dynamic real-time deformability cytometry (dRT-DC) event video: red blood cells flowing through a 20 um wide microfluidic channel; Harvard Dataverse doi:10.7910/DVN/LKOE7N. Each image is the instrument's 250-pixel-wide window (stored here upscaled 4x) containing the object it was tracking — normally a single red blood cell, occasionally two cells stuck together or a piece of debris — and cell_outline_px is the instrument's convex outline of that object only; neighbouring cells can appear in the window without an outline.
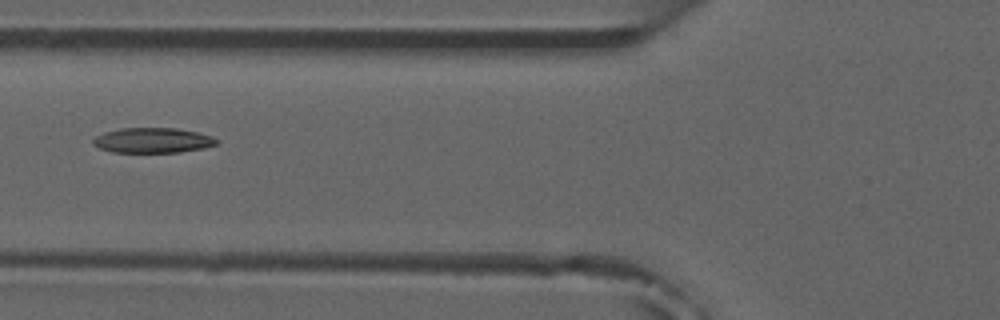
{"species": "common noctule bat (a hibernating species)", "species_latin": "Nyctalus noctula", "temperature_condition": "room temperature", "stored_images_in_passage": 6, "camera_frame_rate_fps": 3000, "um_per_image_px": 0.085, "animal": {"sex": "male", "forearm_length_mm": 52.5}, "frame": {"image": 1, "passage_image": 6, "time_ms": 5.667, "image_size_px": [1000, 320], "cell_outline_px": [[220, 140], [216, 144], [204, 148], [180, 152], [112, 152], [100, 148], [92, 144], [92, 140], [96, 136], [104, 132], [120, 128], [176, 128], [196, 132], [212, 136]], "centroid_in_image_um": [12.98, 11.93], "position_along_channel_um": 112.8, "area_um2": 18.09}}